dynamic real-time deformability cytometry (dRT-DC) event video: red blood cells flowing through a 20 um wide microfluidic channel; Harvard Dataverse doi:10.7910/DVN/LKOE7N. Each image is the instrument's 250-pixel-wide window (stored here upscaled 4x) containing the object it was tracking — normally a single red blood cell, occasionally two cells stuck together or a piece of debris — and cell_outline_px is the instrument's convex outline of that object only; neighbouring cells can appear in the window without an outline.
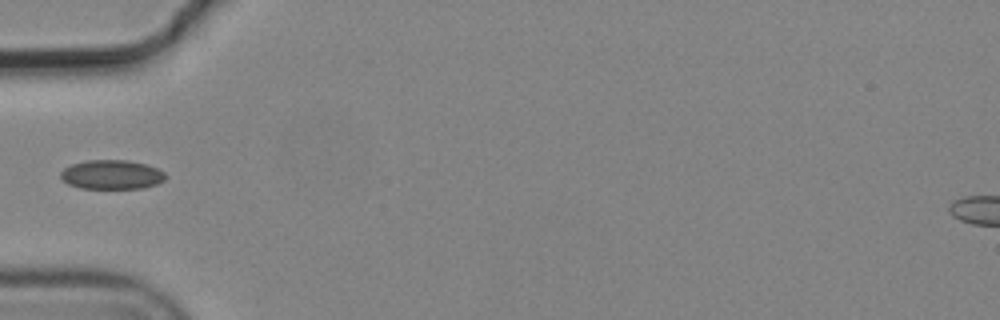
{"species": "common noctule bat (a hibernating species)", "species_latin": "Nyctalus noctula", "temperature_condition": "cold", "stored_images_in_passage": 3, "camera_frame_rate_fps": 3000, "um_per_image_px": 0.085, "animal": {"sex": "male", "body_mass_g": 19.2, "forearm_length_mm": 51.8}, "frame": {"image": 1, "passage_image": 2, "time_ms": 0.333, "image_size_px": [1000, 320], "cell_outline_px": [[168, 176], [164, 180], [156, 184], [144, 188], [80, 188], [68, 184], [60, 176], [60, 172], [64, 168], [72, 164], [88, 160], [128, 160], [148, 164], [164, 172]], "centroid_in_image_um": [9.52, 14.83], "position_along_channel_um": 75.5, "area_um2": 17.92}}
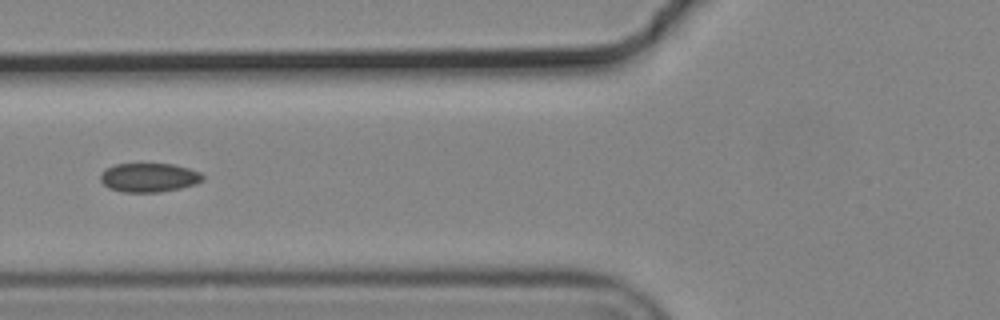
{"frame": {"image": 2, "passage_image": 3, "time_ms": 0.667, "image_size_px": [1000, 320], "cell_outline_px": [[204, 180], [196, 184], [180, 188], [160, 192], [120, 192], [108, 188], [100, 180], [100, 172], [104, 168], [116, 164], [172, 164], [188, 168], [200, 172], [204, 176]], "centroid_in_image_um": [12.64, 15.09], "position_along_channel_um": 113.2, "area_um2": 17.46}}